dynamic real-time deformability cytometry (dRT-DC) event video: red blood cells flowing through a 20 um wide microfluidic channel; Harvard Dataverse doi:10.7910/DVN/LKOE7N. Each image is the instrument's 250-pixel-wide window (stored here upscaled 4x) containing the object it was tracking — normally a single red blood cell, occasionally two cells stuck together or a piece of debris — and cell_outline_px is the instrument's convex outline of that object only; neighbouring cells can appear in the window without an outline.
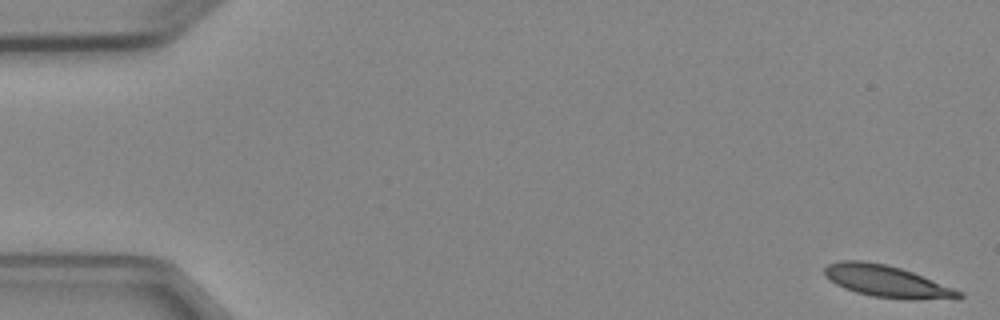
{"species": "Egyptian fruit bat (a non-hibernating species)", "species_latin": "Rousettus aegyptiacus", "temperature_condition": "cold", "stored_images_in_passage": 6, "camera_frame_rate_fps": 3000, "um_per_image_px": 0.085, "animal": {"sex": "female"}, "frame": {"image": 1, "passage_image": 1, "time_ms": 0.0, "image_size_px": [1000, 320], "cell_outline_px": [[964, 296], [960, 300], [904, 300], [872, 296], [856, 292], [844, 288], [836, 284], [824, 276], [824, 268], [828, 264], [840, 260], [860, 260], [884, 264], [900, 268], [912, 272], [964, 292]], "centroid_in_image_um": [75.45, 23.95], "position_along_channel_um": 9.5, "area_um2": 25.32}}
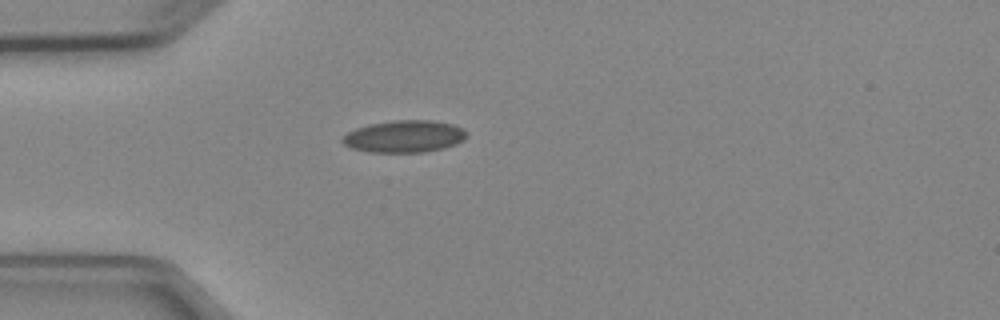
{"frame": {"image": 2, "passage_image": 6, "time_ms": 7.0, "image_size_px": [1000, 320], "cell_outline_px": [[468, 132], [464, 140], [456, 144], [424, 152], [368, 152], [352, 148], [344, 144], [340, 140], [348, 132], [356, 128], [368, 124], [392, 120], [432, 120], [452, 124], [464, 128]], "centroid_in_image_um": [34.37, 11.58], "position_along_channel_um": 50.6, "area_um2": 23.29}}